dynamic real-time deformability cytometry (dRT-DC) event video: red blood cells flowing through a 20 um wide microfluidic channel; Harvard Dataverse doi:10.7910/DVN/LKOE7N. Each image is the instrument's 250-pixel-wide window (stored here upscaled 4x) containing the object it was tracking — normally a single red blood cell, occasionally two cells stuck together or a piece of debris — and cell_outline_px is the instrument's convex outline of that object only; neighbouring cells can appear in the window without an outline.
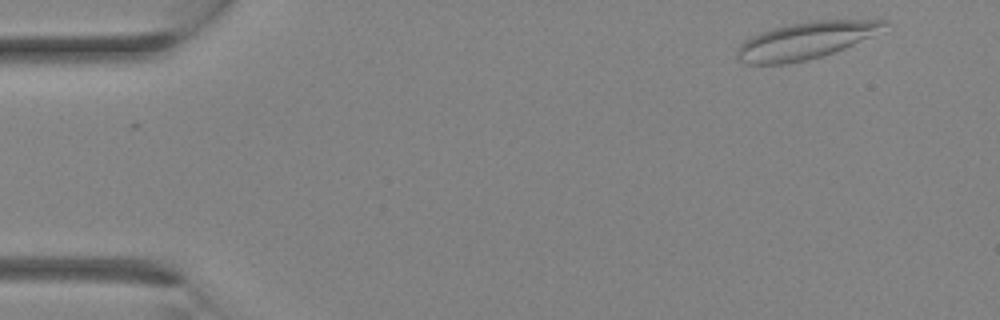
{"species": "Egyptian fruit bat (a non-hibernating species)", "species_latin": "Rousettus aegyptiacus", "temperature_condition": "room temperature", "stored_images_in_passage": 11, "camera_frame_rate_fps": 3000, "um_per_image_px": 0.085, "animal": {"sex": "female"}, "frame": {"image": 1, "passage_image": 1, "time_ms": 0.0, "image_size_px": [1000, 320], "cell_outline_px": [[888, 20], [872, 36], [844, 48], [820, 56], [804, 60], [784, 64], [748, 64], [740, 60], [736, 56], [736, 52], [740, 44], [744, 40], [752, 36], [776, 28], [792, 24], [816, 20]], "centroid_in_image_um": [68.42, 3.46], "position_along_channel_um": 16.6, "area_um2": 30.75}}
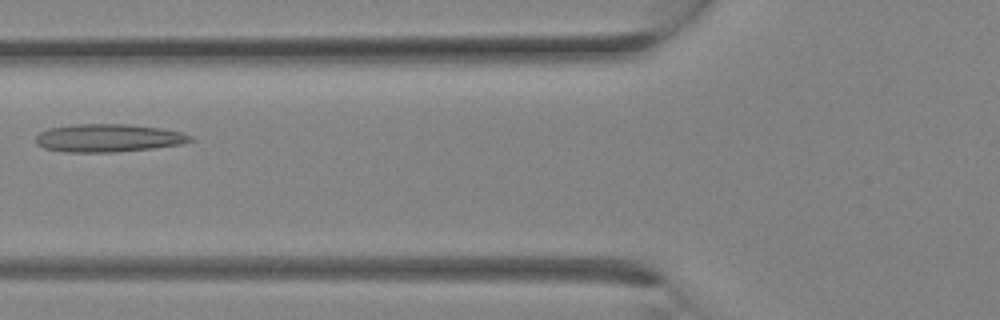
{"frame": {"image": 2, "passage_image": 10, "time_ms": 3.0, "image_size_px": [1000, 320], "cell_outline_px": [[192, 140], [180, 144], [152, 148], [116, 152], [64, 152], [44, 148], [36, 144], [36, 136], [40, 132], [48, 128], [72, 124], [128, 124], [160, 128], [180, 132], [192, 136]], "centroid_in_image_um": [9.15, 11.73], "position_along_channel_um": 116.6, "area_um2": 25.14}}